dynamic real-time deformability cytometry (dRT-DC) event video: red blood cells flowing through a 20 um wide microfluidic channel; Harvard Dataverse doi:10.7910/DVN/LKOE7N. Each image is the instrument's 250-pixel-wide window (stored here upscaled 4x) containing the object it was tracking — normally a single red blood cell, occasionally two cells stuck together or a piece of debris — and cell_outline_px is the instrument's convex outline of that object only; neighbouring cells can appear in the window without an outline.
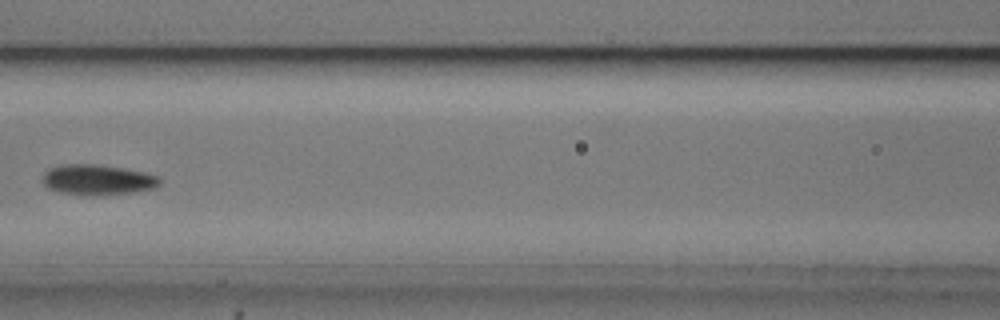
{"species": "common noctule bat (a hibernating species)", "species_latin": "Nyctalus noctula", "temperature_condition": "cold", "stored_images_in_passage": 8, "camera_frame_rate_fps": 3000, "um_per_image_px": 0.085, "animal": {"sex": "male", "body_mass_g": 20.5, "forearm_length_mm": 52.5}, "frame": {"image": 1, "passage_image": 5, "time_ms": 5.0, "image_size_px": [1000, 320], "cell_outline_px": [[160, 184], [156, 188], [132, 192], [92, 196], [84, 196], [60, 192], [48, 188], [44, 184], [44, 172], [48, 168], [60, 164], [96, 164], [120, 168], [140, 172], [156, 176], [160, 180]], "centroid_in_image_um": [8.24, 15.29], "position_along_channel_um": 158.4, "area_um2": 20.63}}
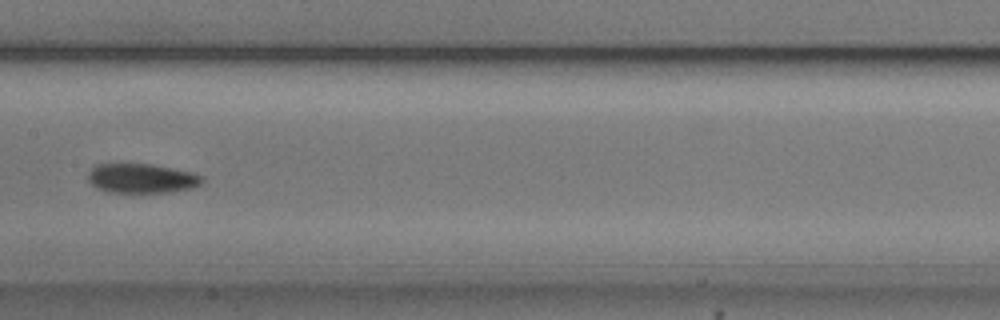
{"frame": {"image": 2, "passage_image": 6, "time_ms": 6.0, "image_size_px": [1000, 320], "cell_outline_px": [[204, 180], [200, 184], [192, 188], [172, 192], [108, 192], [96, 188], [88, 180], [88, 172], [96, 164], [152, 164], [192, 172], [204, 176]], "centroid_in_image_um": [12.05, 15.16], "position_along_channel_um": 195.3, "area_um2": 19.65}}
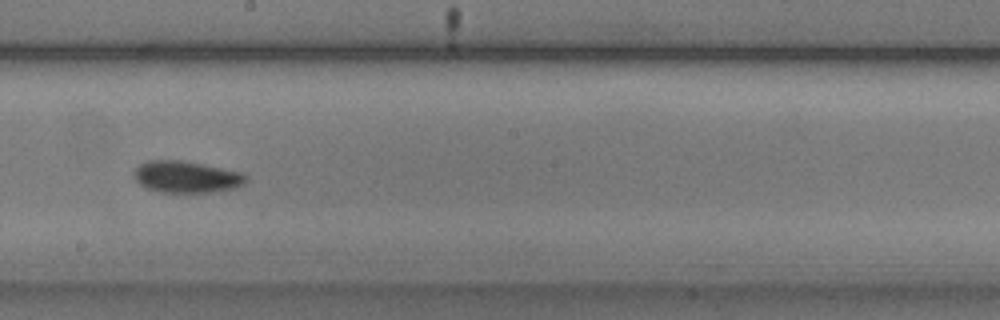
{"frame": {"image": 3, "passage_image": 7, "time_ms": 7.0, "image_size_px": [1000, 320], "cell_outline_px": [[248, 180], [244, 184], [232, 188], [208, 192], [160, 192], [148, 188], [140, 184], [136, 180], [136, 168], [140, 164], [148, 160], [184, 160], [244, 172], [248, 176]], "centroid_in_image_um": [15.9, 15.02], "position_along_channel_um": 232.3, "area_um2": 20.63}}